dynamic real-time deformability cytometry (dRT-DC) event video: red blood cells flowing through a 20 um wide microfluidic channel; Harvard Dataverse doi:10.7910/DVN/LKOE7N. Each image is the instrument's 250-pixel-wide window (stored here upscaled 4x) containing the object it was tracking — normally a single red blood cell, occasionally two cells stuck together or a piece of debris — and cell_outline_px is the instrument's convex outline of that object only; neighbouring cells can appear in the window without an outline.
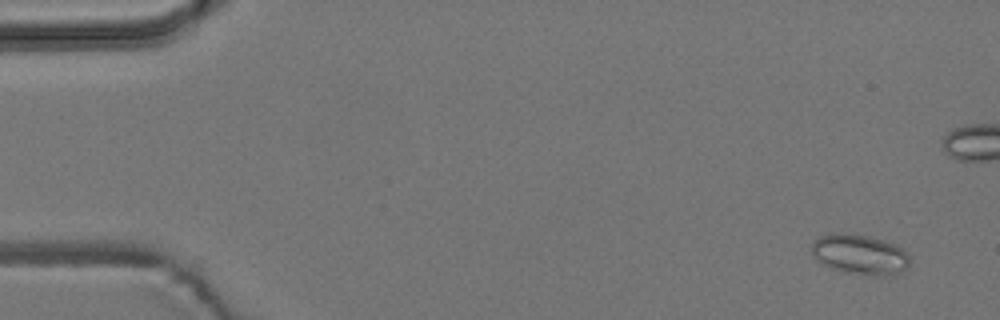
{"species": "common noctule bat (a hibernating species)", "species_latin": "Nyctalus noctula", "temperature_condition": "room temperature", "stored_images_in_passage": 5, "camera_frame_rate_fps": 3000, "um_per_image_px": 0.085, "animal": {"sex": "male", "body_mass_g": 19.2, "forearm_length_mm": 51.8}, "frame": {"image": 1, "passage_image": 1, "time_ms": 0.0, "image_size_px": [1000, 320], "cell_outline_px": [[908, 264], [896, 276], [868, 276], [840, 272], [820, 264], [812, 256], [812, 240], [820, 236], [832, 232], [840, 232], [868, 236], [884, 240], [896, 244], [904, 248], [908, 256]], "centroid_in_image_um": [73.04, 21.64], "position_along_channel_um": 12.0, "area_um2": 23.64}}